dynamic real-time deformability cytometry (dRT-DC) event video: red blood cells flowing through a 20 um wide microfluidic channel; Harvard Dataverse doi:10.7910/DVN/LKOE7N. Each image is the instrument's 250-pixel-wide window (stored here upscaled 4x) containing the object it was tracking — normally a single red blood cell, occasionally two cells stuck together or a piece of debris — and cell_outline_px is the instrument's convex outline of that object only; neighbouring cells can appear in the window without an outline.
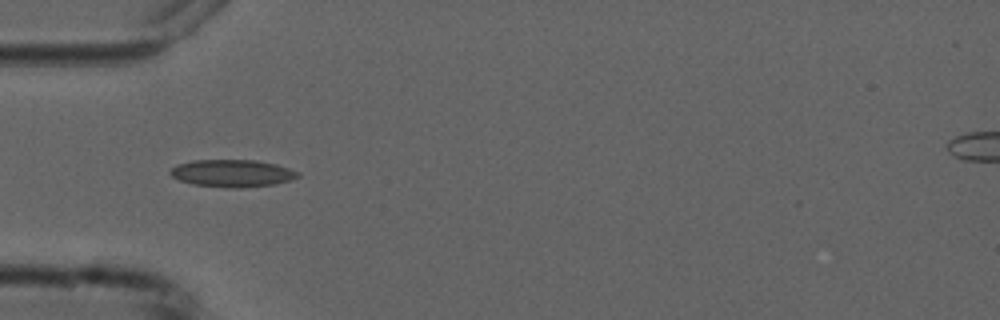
{"species": "common noctule bat (a hibernating species)", "species_latin": "Nyctalus noctula", "temperature_condition": "cold", "stored_images_in_passage": 5, "camera_frame_rate_fps": 3000, "um_per_image_px": 0.085, "animal": {"sex": "male", "forearm_length_mm": 52.5}, "frame": {"image": 1, "passage_image": 3, "time_ms": 2.333, "image_size_px": [1000, 320], "cell_outline_px": [[300, 176], [292, 180], [276, 184], [240, 188], [228, 188], [192, 184], [180, 180], [172, 176], [168, 172], [176, 164], [192, 160], [256, 160], [276, 164], [300, 172]], "centroid_in_image_um": [19.75, 14.73], "position_along_channel_um": 65.2, "area_um2": 20.52}}
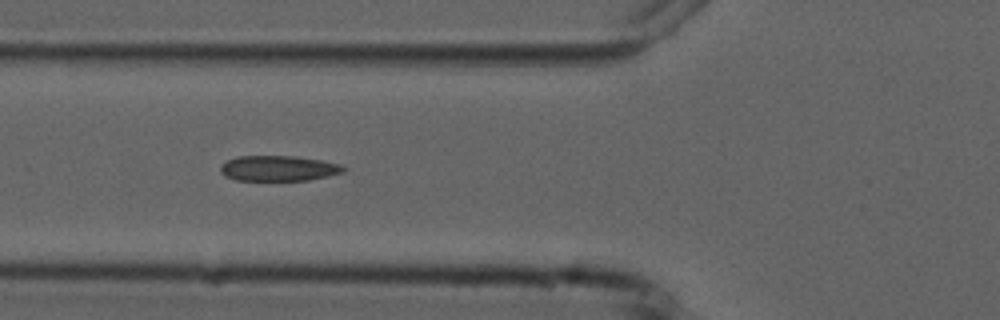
{"frame": {"image": 2, "passage_image": 4, "time_ms": 3.333, "image_size_px": [1000, 320], "cell_outline_px": [[348, 168], [344, 172], [328, 176], [308, 180], [236, 180], [224, 176], [220, 172], [220, 168], [228, 160], [236, 156], [292, 156], [320, 160], [340, 164]], "centroid_in_image_um": [23.68, 14.31], "position_along_channel_um": 102.1, "area_um2": 18.15}}
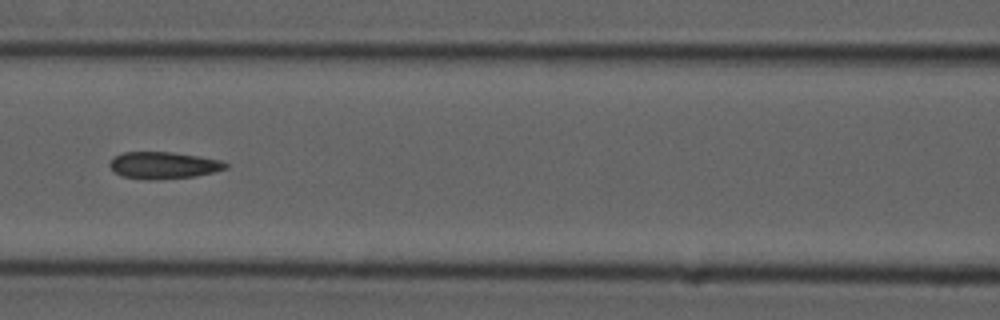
{"frame": {"image": 3, "passage_image": 5, "time_ms": 4.667, "image_size_px": [1000, 320], "cell_outline_px": [[228, 168], [196, 176], [148, 180], [124, 176], [116, 172], [108, 164], [112, 156], [124, 152], [172, 152], [200, 156], [220, 160], [228, 164]], "centroid_in_image_um": [13.89, 14.03], "position_along_channel_um": 152.7, "area_um2": 18.09}}